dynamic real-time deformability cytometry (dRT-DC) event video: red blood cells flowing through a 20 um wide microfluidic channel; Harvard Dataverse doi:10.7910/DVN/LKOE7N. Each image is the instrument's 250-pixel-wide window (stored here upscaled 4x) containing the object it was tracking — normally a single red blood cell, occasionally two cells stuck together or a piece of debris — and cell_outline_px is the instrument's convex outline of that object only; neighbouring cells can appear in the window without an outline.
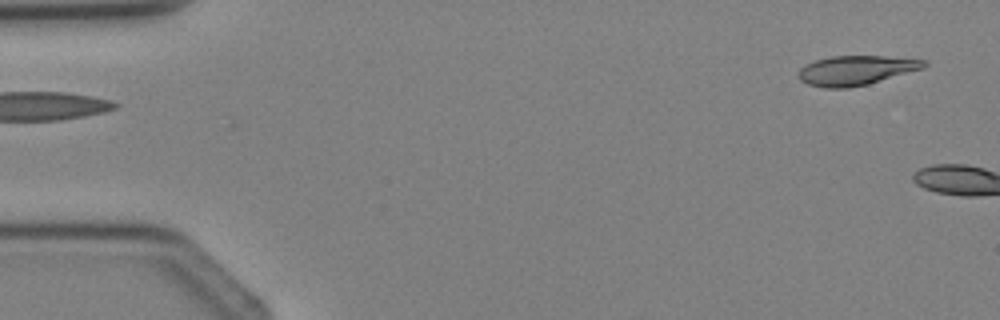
{"species": "Egyptian fruit bat (a non-hibernating species)", "species_latin": "Rousettus aegyptiacus", "temperature_condition": "cold", "stored_images_in_passage": 2, "segment_of_instrument_passage": [2, 2], "camera_frame_rate_fps": 3000, "um_per_image_px": 0.085, "animal": {"sex": "female"}, "frame": {"image": 1, "passage_image": 2, "time_ms": 1.333, "image_size_px": [1000, 320], "cell_outline_px": [[928, 64], [924, 68], [868, 84], [848, 88], [824, 88], [808, 84], [800, 80], [796, 76], [796, 72], [804, 64], [816, 60], [832, 56], [884, 56], [928, 60]], "centroid_in_image_um": [72.73, 5.98], "position_along_channel_um": 12.3, "area_um2": 21.79}}